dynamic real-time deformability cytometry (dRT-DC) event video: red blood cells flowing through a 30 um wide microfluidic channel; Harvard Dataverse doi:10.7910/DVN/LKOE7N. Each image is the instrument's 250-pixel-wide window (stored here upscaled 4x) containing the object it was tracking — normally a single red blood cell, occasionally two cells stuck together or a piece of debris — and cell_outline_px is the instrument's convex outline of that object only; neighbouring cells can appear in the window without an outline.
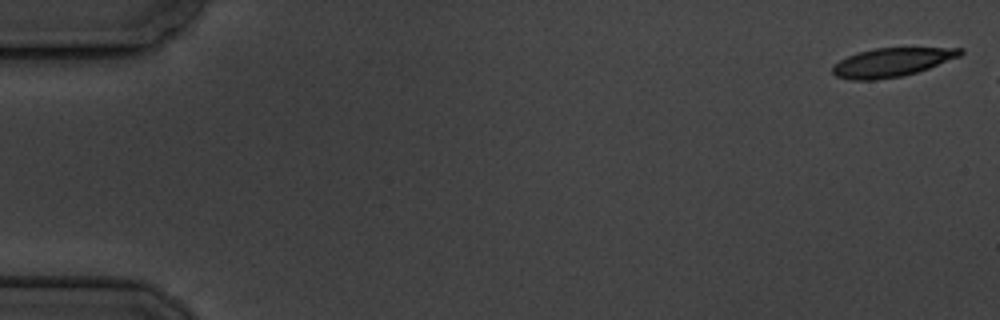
{"species": "common noctule bat (a hibernating species)", "species_latin": "Nyctalus noctula", "temperature_condition": "cold", "stored_images_in_passage": 4, "camera_frame_rate_fps": 3000, "um_per_image_px": 0.085, "animal": {"sex": "male", "body_mass_g": 19.5, "forearm_length_mm": 54.6}, "frame": {"image": 1, "passage_image": 1, "time_ms": 0.0, "image_size_px": [1000, 320], "cell_outline_px": [[964, 52], [960, 56], [928, 68], [916, 72], [900, 76], [876, 80], [848, 80], [836, 76], [832, 72], [832, 68], [840, 60], [848, 56], [860, 52], [876, 48], [964, 48]], "centroid_in_image_um": [75.8, 5.3], "position_along_channel_um": 9.2, "area_um2": 21.1}}